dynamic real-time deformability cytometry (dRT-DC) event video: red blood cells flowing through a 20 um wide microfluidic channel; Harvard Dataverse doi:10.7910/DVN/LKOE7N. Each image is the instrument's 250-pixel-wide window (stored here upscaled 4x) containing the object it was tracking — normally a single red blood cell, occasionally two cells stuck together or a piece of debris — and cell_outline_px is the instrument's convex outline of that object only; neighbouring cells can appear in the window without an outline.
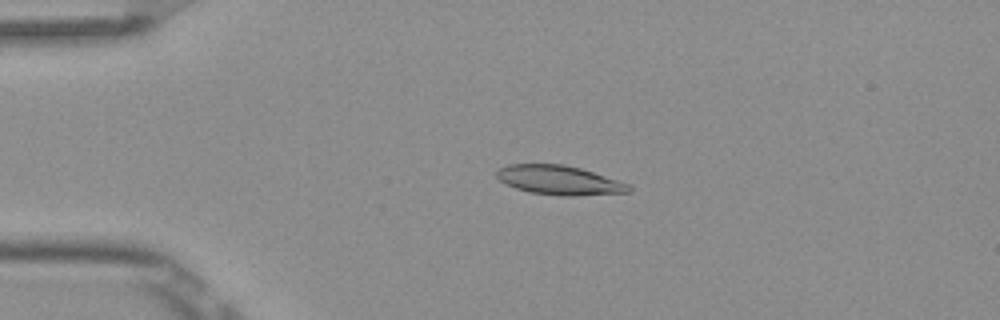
{"species": "Egyptian fruit bat (a non-hibernating species)", "species_latin": "Rousettus aegyptiacus", "temperature_condition": "room temperature", "stored_images_in_passage": 4, "camera_frame_rate_fps": 3000, "um_per_image_px": 0.085, "frame": {"image": 1, "passage_image": 3, "time_ms": 0.667, "image_size_px": [1000, 320], "cell_outline_px": [[632, 192], [572, 196], [564, 196], [528, 192], [516, 188], [500, 180], [496, 176], [496, 172], [500, 168], [508, 164], [564, 164], [580, 168], [628, 184], [632, 188]], "centroid_in_image_um": [47.53, 15.32], "position_along_channel_um": 37.5, "area_um2": 22.31}}